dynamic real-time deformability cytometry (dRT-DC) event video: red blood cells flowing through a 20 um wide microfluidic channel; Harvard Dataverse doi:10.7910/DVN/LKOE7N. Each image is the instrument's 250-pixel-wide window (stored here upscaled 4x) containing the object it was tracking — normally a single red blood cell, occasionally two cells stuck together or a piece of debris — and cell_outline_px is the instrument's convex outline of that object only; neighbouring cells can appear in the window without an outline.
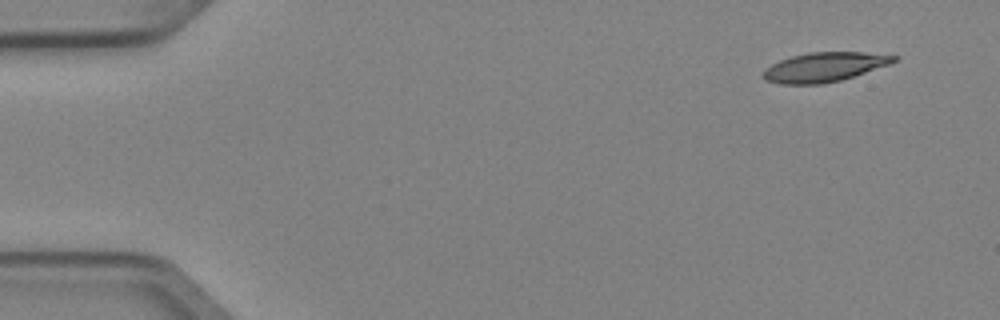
{"species": "Egyptian fruit bat (a non-hibernating species)", "species_latin": "Rousettus aegyptiacus", "temperature_condition": "cold", "stored_images_in_passage": 3, "camera_frame_rate_fps": 3000, "um_per_image_px": 0.085, "animal": {"sex": "female"}, "frame": {"image": 1, "passage_image": 1, "time_ms": 0.0, "image_size_px": [1000, 320], "cell_outline_px": [[900, 56], [896, 60], [888, 64], [840, 80], [820, 84], [780, 84], [764, 80], [760, 76], [764, 68], [780, 60], [792, 56], [808, 52], [864, 52]], "centroid_in_image_um": [69.99, 5.7], "position_along_channel_um": 15.0, "area_um2": 22.25}}